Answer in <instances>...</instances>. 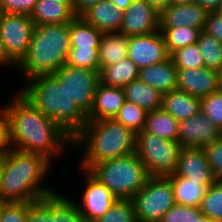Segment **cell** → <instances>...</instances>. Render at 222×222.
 I'll list each match as a JSON object with an SVG mask.
<instances>
[{"mask_svg":"<svg viewBox=\"0 0 222 222\" xmlns=\"http://www.w3.org/2000/svg\"><path fill=\"white\" fill-rule=\"evenodd\" d=\"M129 58L139 69L155 65L170 58L161 32L128 37Z\"/></svg>","mask_w":222,"mask_h":222,"instance_id":"12","label":"cell"},{"mask_svg":"<svg viewBox=\"0 0 222 222\" xmlns=\"http://www.w3.org/2000/svg\"><path fill=\"white\" fill-rule=\"evenodd\" d=\"M148 5L152 6L156 11L160 12L170 5V0H143Z\"/></svg>","mask_w":222,"mask_h":222,"instance_id":"47","label":"cell"},{"mask_svg":"<svg viewBox=\"0 0 222 222\" xmlns=\"http://www.w3.org/2000/svg\"><path fill=\"white\" fill-rule=\"evenodd\" d=\"M219 139L222 140V128L219 130Z\"/></svg>","mask_w":222,"mask_h":222,"instance_id":"54","label":"cell"},{"mask_svg":"<svg viewBox=\"0 0 222 222\" xmlns=\"http://www.w3.org/2000/svg\"><path fill=\"white\" fill-rule=\"evenodd\" d=\"M51 165L44 156L11 149L0 158L3 201L36 202L49 213L61 195L43 184Z\"/></svg>","mask_w":222,"mask_h":222,"instance_id":"2","label":"cell"},{"mask_svg":"<svg viewBox=\"0 0 222 222\" xmlns=\"http://www.w3.org/2000/svg\"><path fill=\"white\" fill-rule=\"evenodd\" d=\"M167 177L171 180L176 204L199 208L209 186H202L200 182L190 181L184 177Z\"/></svg>","mask_w":222,"mask_h":222,"instance_id":"27","label":"cell"},{"mask_svg":"<svg viewBox=\"0 0 222 222\" xmlns=\"http://www.w3.org/2000/svg\"><path fill=\"white\" fill-rule=\"evenodd\" d=\"M86 178L83 182L84 192L82 202L74 201L70 197L60 195V201L76 216L90 221L101 218L118 199L113 193L88 171L82 170Z\"/></svg>","mask_w":222,"mask_h":222,"instance_id":"9","label":"cell"},{"mask_svg":"<svg viewBox=\"0 0 222 222\" xmlns=\"http://www.w3.org/2000/svg\"><path fill=\"white\" fill-rule=\"evenodd\" d=\"M4 203L3 201V195H2V190H1V172H0V204Z\"/></svg>","mask_w":222,"mask_h":222,"instance_id":"53","label":"cell"},{"mask_svg":"<svg viewBox=\"0 0 222 222\" xmlns=\"http://www.w3.org/2000/svg\"><path fill=\"white\" fill-rule=\"evenodd\" d=\"M193 2L199 4L207 12H215L219 0H193Z\"/></svg>","mask_w":222,"mask_h":222,"instance_id":"45","label":"cell"},{"mask_svg":"<svg viewBox=\"0 0 222 222\" xmlns=\"http://www.w3.org/2000/svg\"><path fill=\"white\" fill-rule=\"evenodd\" d=\"M100 0H75V17H81L87 10L93 7Z\"/></svg>","mask_w":222,"mask_h":222,"instance_id":"44","label":"cell"},{"mask_svg":"<svg viewBox=\"0 0 222 222\" xmlns=\"http://www.w3.org/2000/svg\"><path fill=\"white\" fill-rule=\"evenodd\" d=\"M35 25L70 23L75 15L64 4L54 0H38L30 14Z\"/></svg>","mask_w":222,"mask_h":222,"instance_id":"24","label":"cell"},{"mask_svg":"<svg viewBox=\"0 0 222 222\" xmlns=\"http://www.w3.org/2000/svg\"><path fill=\"white\" fill-rule=\"evenodd\" d=\"M201 214L198 207L175 204L164 214L160 222H192L193 216Z\"/></svg>","mask_w":222,"mask_h":222,"instance_id":"39","label":"cell"},{"mask_svg":"<svg viewBox=\"0 0 222 222\" xmlns=\"http://www.w3.org/2000/svg\"><path fill=\"white\" fill-rule=\"evenodd\" d=\"M170 58L177 69H197L204 67L203 57L197 43L174 51Z\"/></svg>","mask_w":222,"mask_h":222,"instance_id":"34","label":"cell"},{"mask_svg":"<svg viewBox=\"0 0 222 222\" xmlns=\"http://www.w3.org/2000/svg\"><path fill=\"white\" fill-rule=\"evenodd\" d=\"M219 139V129L201 111L179 122L178 143L185 148H203Z\"/></svg>","mask_w":222,"mask_h":222,"instance_id":"14","label":"cell"},{"mask_svg":"<svg viewBox=\"0 0 222 222\" xmlns=\"http://www.w3.org/2000/svg\"><path fill=\"white\" fill-rule=\"evenodd\" d=\"M38 0H0V13L30 15Z\"/></svg>","mask_w":222,"mask_h":222,"instance_id":"40","label":"cell"},{"mask_svg":"<svg viewBox=\"0 0 222 222\" xmlns=\"http://www.w3.org/2000/svg\"><path fill=\"white\" fill-rule=\"evenodd\" d=\"M159 12L143 0L132 1L124 11L120 33L130 36L146 35L159 30Z\"/></svg>","mask_w":222,"mask_h":222,"instance_id":"16","label":"cell"},{"mask_svg":"<svg viewBox=\"0 0 222 222\" xmlns=\"http://www.w3.org/2000/svg\"><path fill=\"white\" fill-rule=\"evenodd\" d=\"M161 108L180 122L201 111V99L175 89L163 94Z\"/></svg>","mask_w":222,"mask_h":222,"instance_id":"21","label":"cell"},{"mask_svg":"<svg viewBox=\"0 0 222 222\" xmlns=\"http://www.w3.org/2000/svg\"><path fill=\"white\" fill-rule=\"evenodd\" d=\"M5 109L9 118L12 149L39 154L52 162L62 150L72 146L73 139L21 92L13 97Z\"/></svg>","mask_w":222,"mask_h":222,"instance_id":"1","label":"cell"},{"mask_svg":"<svg viewBox=\"0 0 222 222\" xmlns=\"http://www.w3.org/2000/svg\"><path fill=\"white\" fill-rule=\"evenodd\" d=\"M99 71L127 58L128 37L118 33H104L99 43Z\"/></svg>","mask_w":222,"mask_h":222,"instance_id":"23","label":"cell"},{"mask_svg":"<svg viewBox=\"0 0 222 222\" xmlns=\"http://www.w3.org/2000/svg\"><path fill=\"white\" fill-rule=\"evenodd\" d=\"M54 75L66 87L76 106L87 116L94 105L95 91L100 82L99 70L64 64Z\"/></svg>","mask_w":222,"mask_h":222,"instance_id":"10","label":"cell"},{"mask_svg":"<svg viewBox=\"0 0 222 222\" xmlns=\"http://www.w3.org/2000/svg\"><path fill=\"white\" fill-rule=\"evenodd\" d=\"M192 222H216L212 220L210 217H207L206 215L201 214L200 216H193Z\"/></svg>","mask_w":222,"mask_h":222,"instance_id":"50","label":"cell"},{"mask_svg":"<svg viewBox=\"0 0 222 222\" xmlns=\"http://www.w3.org/2000/svg\"><path fill=\"white\" fill-rule=\"evenodd\" d=\"M0 222H49V213L36 202H4Z\"/></svg>","mask_w":222,"mask_h":222,"instance_id":"22","label":"cell"},{"mask_svg":"<svg viewBox=\"0 0 222 222\" xmlns=\"http://www.w3.org/2000/svg\"><path fill=\"white\" fill-rule=\"evenodd\" d=\"M203 31L222 43V15L217 12H208Z\"/></svg>","mask_w":222,"mask_h":222,"instance_id":"43","label":"cell"},{"mask_svg":"<svg viewBox=\"0 0 222 222\" xmlns=\"http://www.w3.org/2000/svg\"><path fill=\"white\" fill-rule=\"evenodd\" d=\"M124 11L108 0H100L81 17L104 33L120 32Z\"/></svg>","mask_w":222,"mask_h":222,"instance_id":"19","label":"cell"},{"mask_svg":"<svg viewBox=\"0 0 222 222\" xmlns=\"http://www.w3.org/2000/svg\"><path fill=\"white\" fill-rule=\"evenodd\" d=\"M177 89L198 98L222 88L221 72L201 67L197 69H177Z\"/></svg>","mask_w":222,"mask_h":222,"instance_id":"13","label":"cell"},{"mask_svg":"<svg viewBox=\"0 0 222 222\" xmlns=\"http://www.w3.org/2000/svg\"><path fill=\"white\" fill-rule=\"evenodd\" d=\"M95 222H138L132 199H118L111 208Z\"/></svg>","mask_w":222,"mask_h":222,"instance_id":"35","label":"cell"},{"mask_svg":"<svg viewBox=\"0 0 222 222\" xmlns=\"http://www.w3.org/2000/svg\"><path fill=\"white\" fill-rule=\"evenodd\" d=\"M49 222H95L73 214L60 200L49 211Z\"/></svg>","mask_w":222,"mask_h":222,"instance_id":"41","label":"cell"},{"mask_svg":"<svg viewBox=\"0 0 222 222\" xmlns=\"http://www.w3.org/2000/svg\"><path fill=\"white\" fill-rule=\"evenodd\" d=\"M71 49L69 23L35 25L27 55L17 65L25 81L60 70Z\"/></svg>","mask_w":222,"mask_h":222,"instance_id":"5","label":"cell"},{"mask_svg":"<svg viewBox=\"0 0 222 222\" xmlns=\"http://www.w3.org/2000/svg\"><path fill=\"white\" fill-rule=\"evenodd\" d=\"M69 32L71 48H99L103 34L82 17H75L69 23Z\"/></svg>","mask_w":222,"mask_h":222,"instance_id":"29","label":"cell"},{"mask_svg":"<svg viewBox=\"0 0 222 222\" xmlns=\"http://www.w3.org/2000/svg\"><path fill=\"white\" fill-rule=\"evenodd\" d=\"M203 149L215 179L222 181V140H215L204 146Z\"/></svg>","mask_w":222,"mask_h":222,"instance_id":"38","label":"cell"},{"mask_svg":"<svg viewBox=\"0 0 222 222\" xmlns=\"http://www.w3.org/2000/svg\"><path fill=\"white\" fill-rule=\"evenodd\" d=\"M181 145L178 141L140 132L136 135V154L149 176H169L177 167Z\"/></svg>","mask_w":222,"mask_h":222,"instance_id":"7","label":"cell"},{"mask_svg":"<svg viewBox=\"0 0 222 222\" xmlns=\"http://www.w3.org/2000/svg\"><path fill=\"white\" fill-rule=\"evenodd\" d=\"M208 12L197 3L169 5L159 12V29L205 27Z\"/></svg>","mask_w":222,"mask_h":222,"instance_id":"17","label":"cell"},{"mask_svg":"<svg viewBox=\"0 0 222 222\" xmlns=\"http://www.w3.org/2000/svg\"><path fill=\"white\" fill-rule=\"evenodd\" d=\"M199 209L203 215L212 220L222 221V181H216L207 188Z\"/></svg>","mask_w":222,"mask_h":222,"instance_id":"33","label":"cell"},{"mask_svg":"<svg viewBox=\"0 0 222 222\" xmlns=\"http://www.w3.org/2000/svg\"><path fill=\"white\" fill-rule=\"evenodd\" d=\"M193 0H170V5H181L192 3Z\"/></svg>","mask_w":222,"mask_h":222,"instance_id":"51","label":"cell"},{"mask_svg":"<svg viewBox=\"0 0 222 222\" xmlns=\"http://www.w3.org/2000/svg\"><path fill=\"white\" fill-rule=\"evenodd\" d=\"M138 75L139 68L129 58L106 66L99 71L100 83L121 88L137 80Z\"/></svg>","mask_w":222,"mask_h":222,"instance_id":"26","label":"cell"},{"mask_svg":"<svg viewBox=\"0 0 222 222\" xmlns=\"http://www.w3.org/2000/svg\"><path fill=\"white\" fill-rule=\"evenodd\" d=\"M72 147L83 148L79 168L88 171L100 161L134 153L136 135L114 118L87 121L73 138Z\"/></svg>","mask_w":222,"mask_h":222,"instance_id":"3","label":"cell"},{"mask_svg":"<svg viewBox=\"0 0 222 222\" xmlns=\"http://www.w3.org/2000/svg\"><path fill=\"white\" fill-rule=\"evenodd\" d=\"M57 1L58 3L64 4L67 6L74 14V9H75V0H54Z\"/></svg>","mask_w":222,"mask_h":222,"instance_id":"49","label":"cell"},{"mask_svg":"<svg viewBox=\"0 0 222 222\" xmlns=\"http://www.w3.org/2000/svg\"><path fill=\"white\" fill-rule=\"evenodd\" d=\"M215 12H217V13L222 15V0H219L218 6H217Z\"/></svg>","mask_w":222,"mask_h":222,"instance_id":"52","label":"cell"},{"mask_svg":"<svg viewBox=\"0 0 222 222\" xmlns=\"http://www.w3.org/2000/svg\"><path fill=\"white\" fill-rule=\"evenodd\" d=\"M34 29L30 15L0 13V38L8 57L16 65L27 55Z\"/></svg>","mask_w":222,"mask_h":222,"instance_id":"11","label":"cell"},{"mask_svg":"<svg viewBox=\"0 0 222 222\" xmlns=\"http://www.w3.org/2000/svg\"><path fill=\"white\" fill-rule=\"evenodd\" d=\"M201 112L220 130L222 128V88L201 98Z\"/></svg>","mask_w":222,"mask_h":222,"instance_id":"37","label":"cell"},{"mask_svg":"<svg viewBox=\"0 0 222 222\" xmlns=\"http://www.w3.org/2000/svg\"><path fill=\"white\" fill-rule=\"evenodd\" d=\"M15 66L17 67V65L8 57L5 49H4V45H3V41L0 38V66Z\"/></svg>","mask_w":222,"mask_h":222,"instance_id":"46","label":"cell"},{"mask_svg":"<svg viewBox=\"0 0 222 222\" xmlns=\"http://www.w3.org/2000/svg\"><path fill=\"white\" fill-rule=\"evenodd\" d=\"M161 32L167 51L171 55L174 51L182 47L195 44L201 32L198 28L175 27L170 29H159Z\"/></svg>","mask_w":222,"mask_h":222,"instance_id":"30","label":"cell"},{"mask_svg":"<svg viewBox=\"0 0 222 222\" xmlns=\"http://www.w3.org/2000/svg\"><path fill=\"white\" fill-rule=\"evenodd\" d=\"M204 61V67L222 72V43L203 30L196 42Z\"/></svg>","mask_w":222,"mask_h":222,"instance_id":"31","label":"cell"},{"mask_svg":"<svg viewBox=\"0 0 222 222\" xmlns=\"http://www.w3.org/2000/svg\"><path fill=\"white\" fill-rule=\"evenodd\" d=\"M144 132L178 141L179 122L162 108L147 112Z\"/></svg>","mask_w":222,"mask_h":222,"instance_id":"28","label":"cell"},{"mask_svg":"<svg viewBox=\"0 0 222 222\" xmlns=\"http://www.w3.org/2000/svg\"><path fill=\"white\" fill-rule=\"evenodd\" d=\"M20 92L47 118L72 139L87 123V116L76 106L65 86L54 74H42L25 81Z\"/></svg>","mask_w":222,"mask_h":222,"instance_id":"4","label":"cell"},{"mask_svg":"<svg viewBox=\"0 0 222 222\" xmlns=\"http://www.w3.org/2000/svg\"><path fill=\"white\" fill-rule=\"evenodd\" d=\"M123 89L127 101L138 105L147 112L162 107L163 94L139 79L130 82Z\"/></svg>","mask_w":222,"mask_h":222,"instance_id":"25","label":"cell"},{"mask_svg":"<svg viewBox=\"0 0 222 222\" xmlns=\"http://www.w3.org/2000/svg\"><path fill=\"white\" fill-rule=\"evenodd\" d=\"M177 68L171 58L139 69L138 79L162 94L177 89Z\"/></svg>","mask_w":222,"mask_h":222,"instance_id":"20","label":"cell"},{"mask_svg":"<svg viewBox=\"0 0 222 222\" xmlns=\"http://www.w3.org/2000/svg\"><path fill=\"white\" fill-rule=\"evenodd\" d=\"M108 1H110L114 7L119 8L123 11H125L132 2V0H108Z\"/></svg>","mask_w":222,"mask_h":222,"instance_id":"48","label":"cell"},{"mask_svg":"<svg viewBox=\"0 0 222 222\" xmlns=\"http://www.w3.org/2000/svg\"><path fill=\"white\" fill-rule=\"evenodd\" d=\"M88 172L117 199H132L150 177L136 152L94 164Z\"/></svg>","mask_w":222,"mask_h":222,"instance_id":"6","label":"cell"},{"mask_svg":"<svg viewBox=\"0 0 222 222\" xmlns=\"http://www.w3.org/2000/svg\"><path fill=\"white\" fill-rule=\"evenodd\" d=\"M146 116L147 111L126 100L114 119L137 135L144 129Z\"/></svg>","mask_w":222,"mask_h":222,"instance_id":"32","label":"cell"},{"mask_svg":"<svg viewBox=\"0 0 222 222\" xmlns=\"http://www.w3.org/2000/svg\"><path fill=\"white\" fill-rule=\"evenodd\" d=\"M169 176L184 177L190 181L200 182L202 186H210L217 181L210 169L203 148L182 147L176 170Z\"/></svg>","mask_w":222,"mask_h":222,"instance_id":"15","label":"cell"},{"mask_svg":"<svg viewBox=\"0 0 222 222\" xmlns=\"http://www.w3.org/2000/svg\"><path fill=\"white\" fill-rule=\"evenodd\" d=\"M126 101L124 89L107 86L99 82L95 91L94 105L87 121L113 119Z\"/></svg>","mask_w":222,"mask_h":222,"instance_id":"18","label":"cell"},{"mask_svg":"<svg viewBox=\"0 0 222 222\" xmlns=\"http://www.w3.org/2000/svg\"><path fill=\"white\" fill-rule=\"evenodd\" d=\"M11 149L9 118L5 107H2L0 108V158Z\"/></svg>","mask_w":222,"mask_h":222,"instance_id":"42","label":"cell"},{"mask_svg":"<svg viewBox=\"0 0 222 222\" xmlns=\"http://www.w3.org/2000/svg\"><path fill=\"white\" fill-rule=\"evenodd\" d=\"M99 48H71L67 65L90 70H99Z\"/></svg>","mask_w":222,"mask_h":222,"instance_id":"36","label":"cell"},{"mask_svg":"<svg viewBox=\"0 0 222 222\" xmlns=\"http://www.w3.org/2000/svg\"><path fill=\"white\" fill-rule=\"evenodd\" d=\"M132 201L138 222H160L176 204L171 180L167 176H150Z\"/></svg>","mask_w":222,"mask_h":222,"instance_id":"8","label":"cell"}]
</instances>
